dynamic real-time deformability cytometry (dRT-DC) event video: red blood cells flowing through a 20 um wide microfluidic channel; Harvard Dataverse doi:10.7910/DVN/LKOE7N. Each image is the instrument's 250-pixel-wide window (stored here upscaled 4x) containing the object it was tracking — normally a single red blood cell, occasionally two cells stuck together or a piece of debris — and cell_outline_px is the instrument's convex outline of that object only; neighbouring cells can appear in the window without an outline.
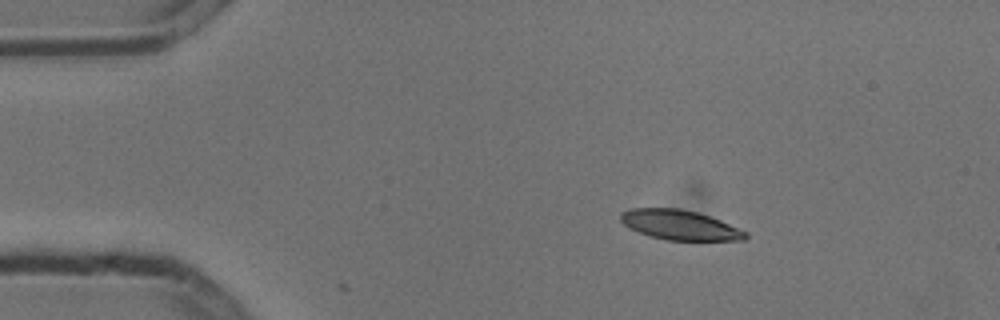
{"species": "common noctule bat (a hibernating species)", "species_latin": "Nyctalus noctula", "temperature_condition": "cold", "stored_images_in_passage": 4, "segment_of_instrument_passage": [1, 2], "camera_frame_rate_fps": 3000, "um_per_image_px": 0.085, "animal": {"sex": "male", "body_mass_g": 13.3}, "frame": {"image": 1, "passage_image": 1, "time_ms": 0.0, "image_size_px": [1000, 320], "cell_outline_px": [[748, 236], [744, 240], [664, 240], [648, 236], [624, 224], [620, 220], [620, 212], [632, 208], [680, 208], [696, 212], [720, 220], [748, 232]], "centroid_in_image_um": [57.78, 19.12], "position_along_channel_um": 27.2, "area_um2": 21.62}}